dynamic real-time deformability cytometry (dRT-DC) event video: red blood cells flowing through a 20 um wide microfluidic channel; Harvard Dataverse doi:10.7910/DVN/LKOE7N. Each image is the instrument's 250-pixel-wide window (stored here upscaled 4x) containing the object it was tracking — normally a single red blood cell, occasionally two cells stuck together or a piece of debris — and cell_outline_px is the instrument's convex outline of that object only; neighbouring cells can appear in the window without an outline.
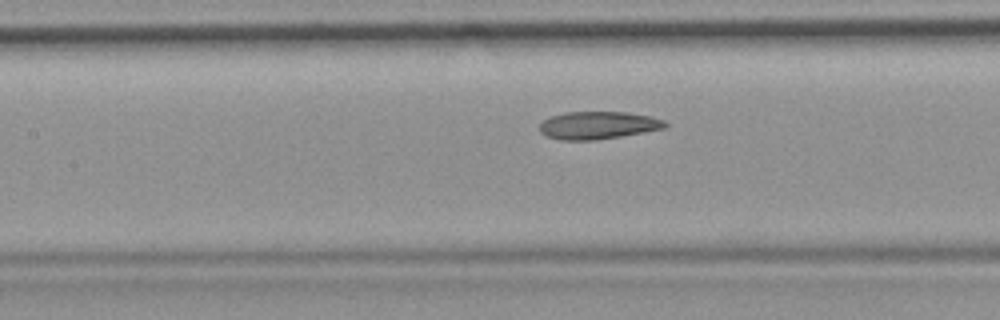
{"species": "common noctule bat (a hibernating species)", "species_latin": "Nyctalus noctula", "temperature_condition": "room temperature", "stored_images_in_passage": 43, "camera_frame_rate_fps": 3000, "um_per_image_px": 0.085, "animal": {"sex": "female", "body_mass_g": 19.9}, "frame": {"image": 1, "passage_image": 19, "time_ms": 6.0, "image_size_px": [1000, 320], "cell_outline_px": [[668, 124], [664, 128], [620, 136], [596, 140], [560, 140], [544, 136], [540, 132], [540, 124], [544, 120], [552, 116], [564, 112], [628, 112], [652, 116], [664, 120]], "centroid_in_image_um": [50.82, 10.65], "position_along_channel_um": 156.6, "area_um2": 20.23}}